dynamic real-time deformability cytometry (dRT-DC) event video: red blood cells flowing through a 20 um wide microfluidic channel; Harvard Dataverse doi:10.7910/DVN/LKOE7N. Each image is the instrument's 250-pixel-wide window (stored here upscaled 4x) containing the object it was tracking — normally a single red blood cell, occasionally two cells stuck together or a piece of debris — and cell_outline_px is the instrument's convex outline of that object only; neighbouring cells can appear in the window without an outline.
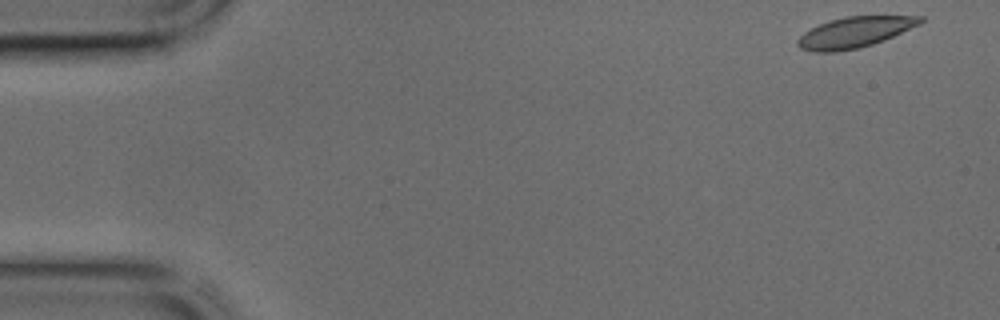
{"species": "common noctule bat (a hibernating species)", "species_latin": "Nyctalus noctula", "temperature_condition": "cold", "stored_images_in_passage": 43, "camera_frame_rate_fps": 3000, "um_per_image_px": 0.085, "animal": {"sex": "male", "body_mass_g": 17.9, "forearm_length_mm": 54.2}, "frame": {"image": 1, "passage_image": 1, "time_ms": 0.0, "image_size_px": [1000, 320], "cell_outline_px": [[924, 20], [920, 24], [884, 40], [860, 48], [832, 52], [812, 52], [800, 48], [796, 44], [796, 40], [804, 32], [820, 24], [844, 16], [924, 16]], "centroid_in_image_um": [72.63, 2.75], "position_along_channel_um": 12.4, "area_um2": 21.85}}
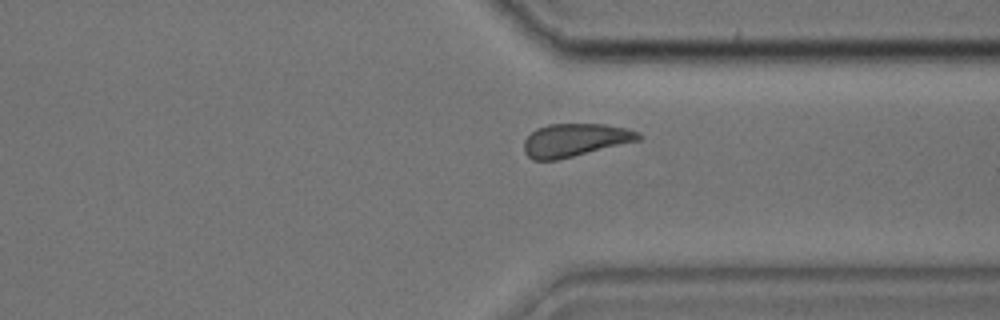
{"frame": {"image": 2, "passage_image": 32, "time_ms": 10.333, "image_size_px": [1000, 320], "cell_outline_px": [[644, 136], [640, 140], [556, 160], [532, 160], [524, 152], [524, 140], [536, 128], [548, 124], [604, 124], [624, 128], [640, 132]], "centroid_in_image_um": [48.87, 11.9], "position_along_channel_um": 362.5, "area_um2": 21.96}}
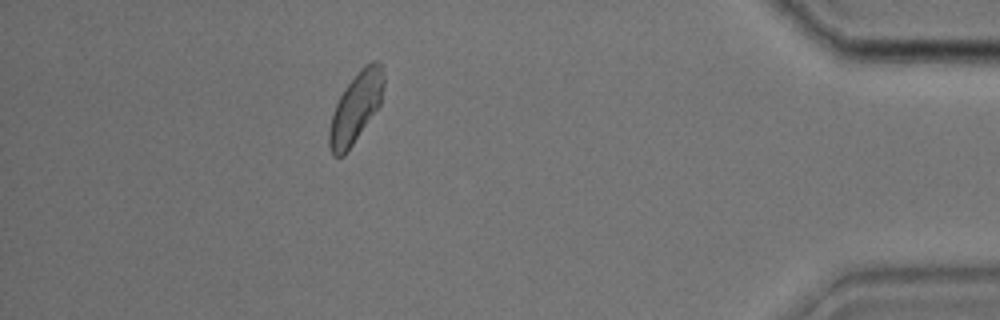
{"frame": {"image": 3, "passage_image": 38, "time_ms": 12.333, "image_size_px": [1000, 320], "cell_outline_px": [[384, 84], [380, 104], [344, 156], [332, 156], [328, 148], [328, 128], [336, 104], [344, 88], [360, 68], [372, 60], [380, 60], [384, 76]], "centroid_in_image_um": [30.22, 9.13], "position_along_channel_um": 405.0, "area_um2": 22.2}}